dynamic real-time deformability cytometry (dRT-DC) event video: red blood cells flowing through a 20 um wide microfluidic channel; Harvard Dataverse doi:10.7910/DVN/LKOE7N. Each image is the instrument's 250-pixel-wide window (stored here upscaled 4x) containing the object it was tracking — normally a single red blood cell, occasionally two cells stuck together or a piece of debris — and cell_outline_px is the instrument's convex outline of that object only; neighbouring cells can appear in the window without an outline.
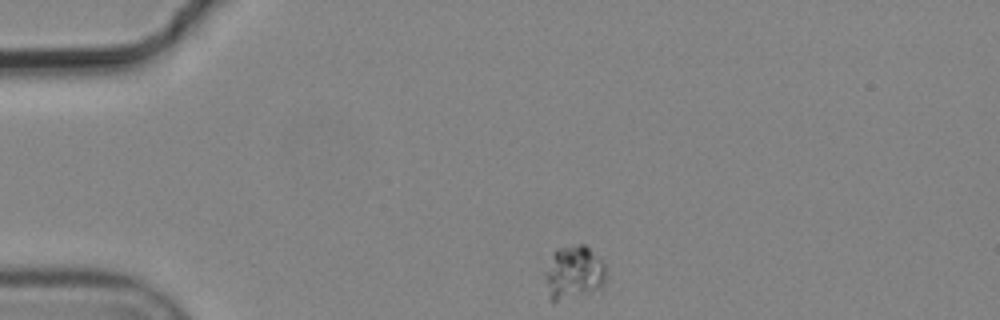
{"species": "common noctule bat (a hibernating species)", "species_latin": "Nyctalus noctula", "temperature_condition": "cold", "stored_images_in_passage": 12, "camera_frame_rate_fps": 3000, "um_per_image_px": 0.085, "animal": {"sex": "male", "body_mass_g": 19.2, "forearm_length_mm": 51.8}, "frame": {"image": 1, "passage_image": 1, "time_ms": 0.0, "image_size_px": [1000, 320], "cell_outline_px": [[604, 288], [552, 304], [548, 296], [544, 276], [552, 252], [556, 248], [580, 244], [584, 244], [604, 264]], "centroid_in_image_um": [48.72, 23.21], "position_along_channel_um": 36.3, "area_um2": 19.25}}
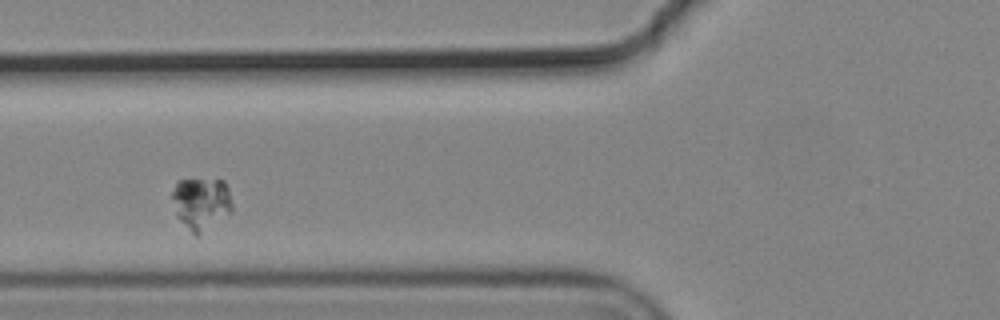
{"frame": {"image": 2, "passage_image": 3, "time_ms": 0.667, "image_size_px": [1000, 320], "cell_outline_px": [[232, 212], [196, 236], [176, 216], [172, 196], [172, 192], [176, 180], [224, 180], [228, 188], [232, 204]], "centroid_in_image_um": [17.1, 17.27], "position_along_channel_um": 108.7, "area_um2": 18.09}}
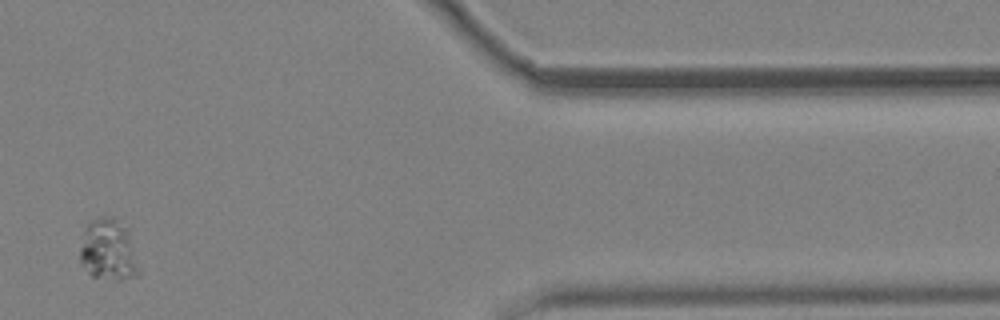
{"frame": {"image": 3, "passage_image": 11, "time_ms": 3.333, "image_size_px": [1000, 320], "cell_outline_px": [[140, 272], [136, 276], [120, 280], [116, 280], [92, 276], [88, 272], [80, 260], [80, 248], [84, 228], [92, 220], [100, 216], [108, 216], [116, 220], [128, 228], [140, 268]], "centroid_in_image_um": [9.23, 21.25], "position_along_channel_um": 402.2, "area_um2": 21.21}}